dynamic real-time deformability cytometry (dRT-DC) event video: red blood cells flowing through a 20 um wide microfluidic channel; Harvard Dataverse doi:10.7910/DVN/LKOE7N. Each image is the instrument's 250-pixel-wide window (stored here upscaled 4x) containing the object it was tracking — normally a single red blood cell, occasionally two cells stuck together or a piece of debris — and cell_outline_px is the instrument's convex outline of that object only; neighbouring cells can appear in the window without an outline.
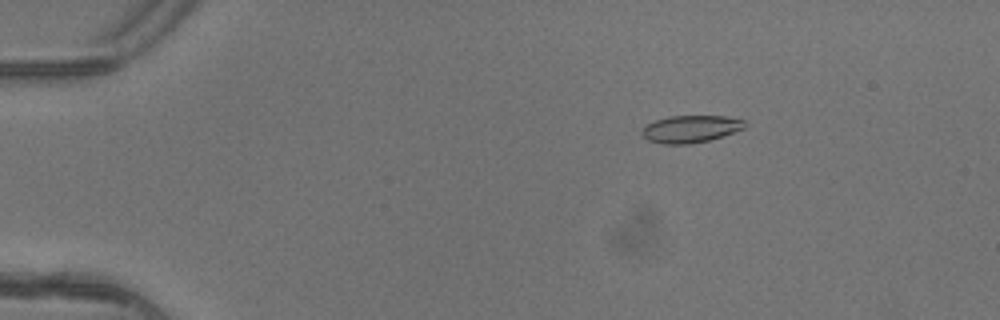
{"species": "common noctule bat (a hibernating species)", "species_latin": "Nyctalus noctula", "temperature_condition": "warm", "stored_images_in_passage": 5, "camera_frame_rate_fps": 3000, "um_per_image_px": 0.085, "animal": {"sex": "female"}, "frame": {"image": 1, "passage_image": 2, "time_ms": 0.333, "image_size_px": [1000, 320], "cell_outline_px": [[748, 124], [744, 128], [708, 140], [688, 144], [660, 144], [648, 140], [640, 132], [644, 124], [668, 116], [724, 116], [744, 120]], "centroid_in_image_um": [58.65, 10.95], "position_along_channel_um": 26.4, "area_um2": 16.3}}
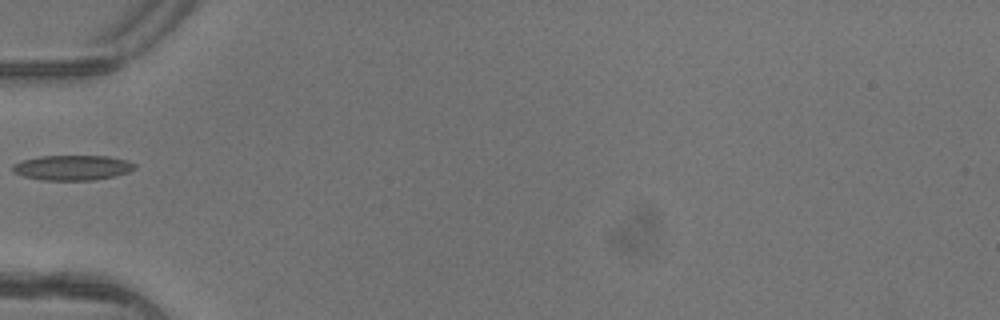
{"frame": {"image": 2, "passage_image": 5, "time_ms": 1.333, "image_size_px": [1000, 320], "cell_outline_px": [[136, 168], [128, 172], [112, 176], [92, 180], [40, 180], [24, 176], [12, 172], [12, 164], [20, 160], [40, 156], [108, 156], [128, 160], [136, 164]], "centroid_in_image_um": [6.12, 14.24], "position_along_channel_um": 78.9, "area_um2": 17.92}}